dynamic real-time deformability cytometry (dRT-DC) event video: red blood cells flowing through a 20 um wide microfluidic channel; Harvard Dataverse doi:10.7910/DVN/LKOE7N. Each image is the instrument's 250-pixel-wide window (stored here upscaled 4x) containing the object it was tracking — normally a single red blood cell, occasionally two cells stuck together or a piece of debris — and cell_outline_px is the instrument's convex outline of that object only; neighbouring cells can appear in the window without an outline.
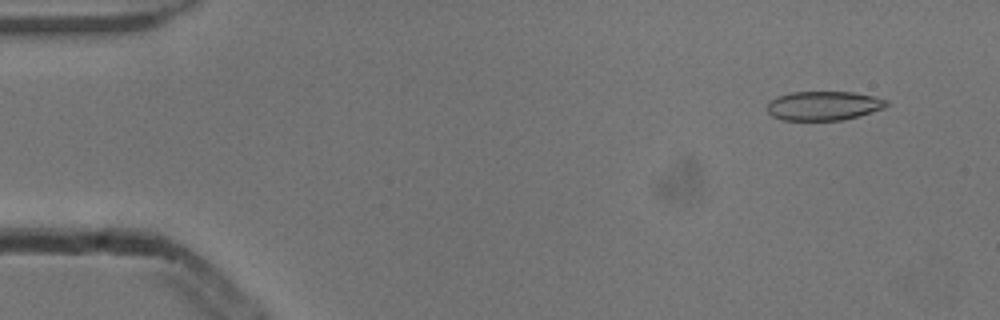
{"species": "common noctule bat (a hibernating species)", "species_latin": "Nyctalus noctula", "temperature_condition": "cold", "stored_images_in_passage": 53, "camera_frame_rate_fps": 3000, "um_per_image_px": 0.085, "animal": {"sex": "male", "body_mass_g": 13.3}, "frame": {"image": 1, "passage_image": 4, "time_ms": 1.0, "image_size_px": [1000, 320], "cell_outline_px": [[888, 104], [884, 108], [856, 116], [840, 120], [784, 120], [772, 116], [768, 112], [768, 104], [772, 100], [780, 96], [792, 92], [852, 92], [872, 96], [888, 100]], "centroid_in_image_um": [70.01, 8.99], "position_along_channel_um": 15.0, "area_um2": 19.88}}
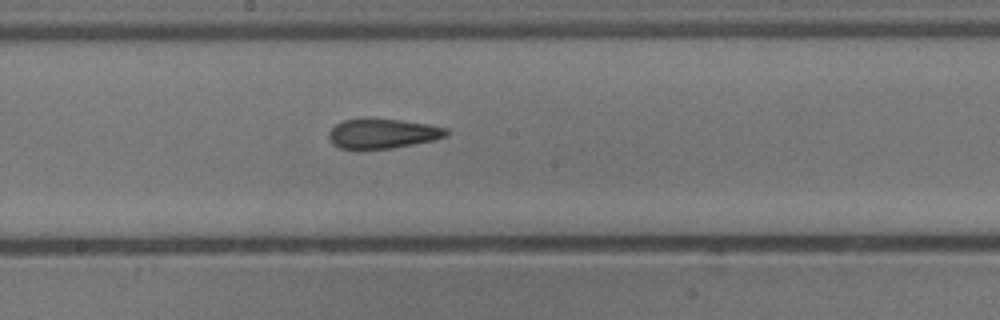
{"frame": {"image": 2, "passage_image": 28, "time_ms": 9.0, "image_size_px": [1000, 320], "cell_outline_px": [[448, 136], [432, 140], [392, 148], [340, 148], [332, 144], [328, 136], [328, 132], [336, 124], [344, 120], [364, 116], [372, 116], [428, 124], [448, 128]], "centroid_in_image_um": [32.5, 11.3], "position_along_channel_um": 215.7, "area_um2": 20.69}}
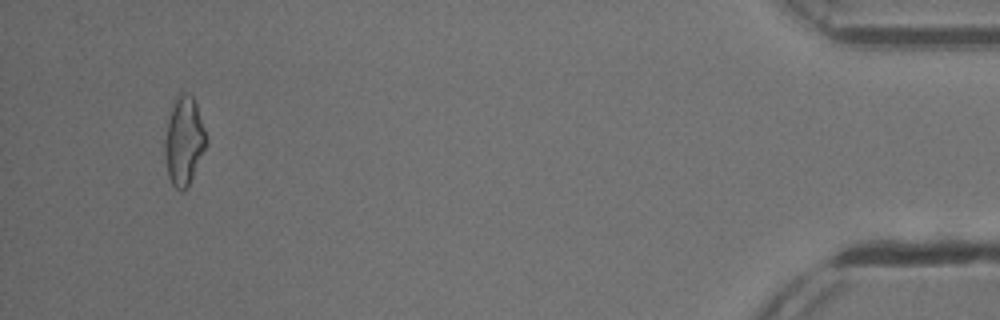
{"frame": {"image": 3, "passage_image": 50, "time_ms": 16.333, "image_size_px": [1000, 320], "cell_outline_px": [[208, 144], [188, 184], [180, 192], [172, 184], [168, 176], [164, 156], [164, 140], [168, 120], [172, 104], [176, 96], [180, 92], [188, 92], [192, 96], [196, 104], [208, 140]], "centroid_in_image_um": [15.62, 11.95], "position_along_channel_um": 419.6, "area_um2": 21.33}, "authors_computed_cell_mechanics": {"area_um2": 20.808, "velocity_mm_per_s": 3.8789, "shape_relaxation_time_tau1_ms": 6.8609, "shape_relaxation_time_tau2_ms": 2.459, "deformation_change_tau1": 0.1789, "deformation_change_tau2": 0.1173}}